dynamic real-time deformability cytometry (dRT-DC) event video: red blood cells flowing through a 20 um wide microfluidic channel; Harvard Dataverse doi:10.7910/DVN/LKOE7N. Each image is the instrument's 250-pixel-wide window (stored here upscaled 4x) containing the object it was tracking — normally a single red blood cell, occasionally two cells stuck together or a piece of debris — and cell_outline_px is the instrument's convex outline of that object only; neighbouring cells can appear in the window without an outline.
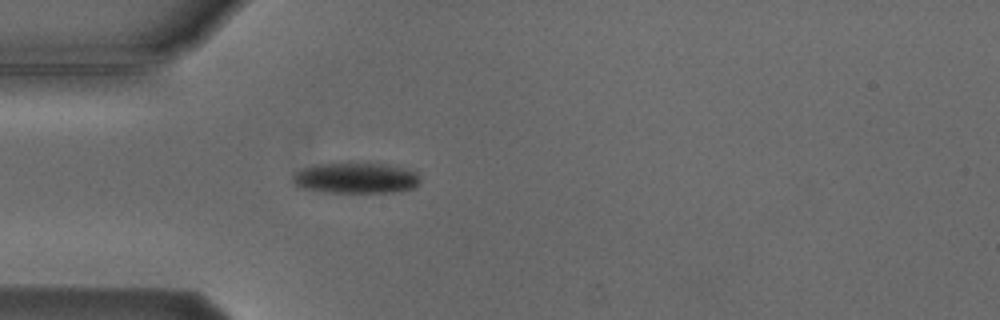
{"species": "Egyptian fruit bat (a non-hibernating species)", "species_latin": "Rousettus aegyptiacus", "temperature_condition": "cold", "stored_images_in_passage": 4, "camera_frame_rate_fps": 3000, "um_per_image_px": 0.085, "animal": {"sex": "male"}, "frame": {"image": 1, "passage_image": 4, "time_ms": 4.333, "image_size_px": [1000, 320], "cell_outline_px": [[420, 180], [412, 188], [392, 192], [324, 192], [304, 188], [292, 184], [292, 172], [300, 168], [320, 164], [388, 164], [404, 168], [416, 172], [420, 176]], "centroid_in_image_um": [30.19, 15.13], "position_along_channel_um": 54.8, "area_um2": 22.66}}